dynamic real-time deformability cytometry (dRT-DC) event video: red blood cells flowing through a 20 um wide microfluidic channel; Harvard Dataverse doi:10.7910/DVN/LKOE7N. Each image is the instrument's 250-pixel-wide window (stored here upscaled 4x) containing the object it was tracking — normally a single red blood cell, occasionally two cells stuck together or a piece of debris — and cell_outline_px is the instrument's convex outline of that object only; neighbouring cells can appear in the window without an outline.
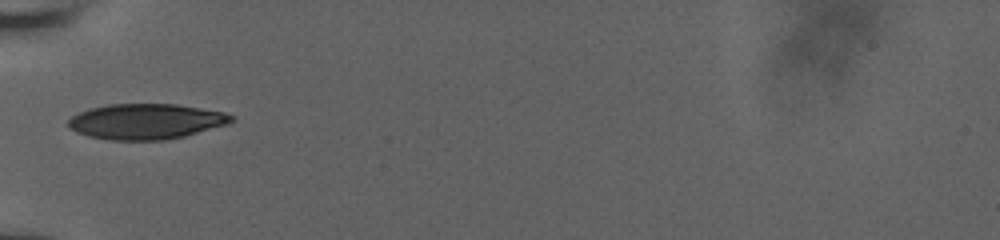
{"species": "human", "species_latin": "Homo sapiens", "temperature_condition": "room temperature", "stored_images_in_passage": 35, "camera_frame_rate_fps": 3000, "um_per_image_px": 0.085, "donor": {"sex": "male"}, "frame": {"image": 1, "passage_image": 1, "time_ms": 0.0, "image_size_px": [1000, 240], "cell_outline_px": [[236, 116], [228, 124], [184, 136], [164, 140], [108, 140], [88, 136], [76, 132], [68, 124], [68, 120], [72, 116], [80, 112], [92, 108], [108, 104], [176, 104], [224, 112]], "centroid_in_image_um": [12.42, 10.32], "position_along_channel_um": 72.6, "area_um2": 33.58}}
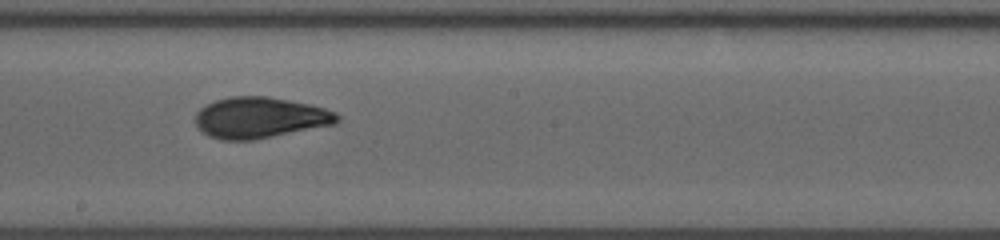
{"frame": {"image": 2, "passage_image": 13, "time_ms": 4.0, "image_size_px": [1000, 240], "cell_outline_px": [[340, 120], [336, 124], [252, 140], [220, 140], [208, 136], [196, 128], [196, 112], [200, 108], [216, 100], [228, 96], [268, 96], [308, 104], [324, 108], [336, 112], [340, 116]], "centroid_in_image_um": [22.08, 10.0], "position_along_channel_um": 226.1, "area_um2": 33.99}}
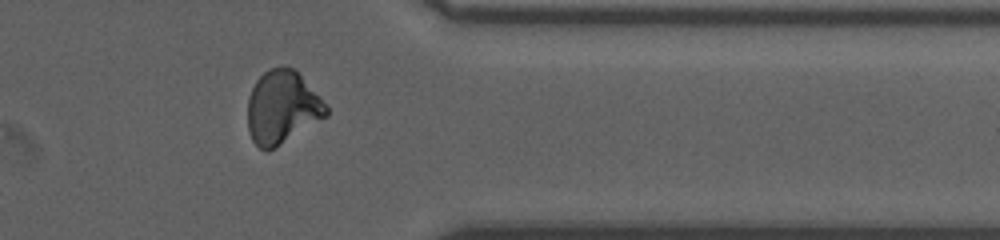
{"frame": {"image": 3, "passage_image": 26, "time_ms": 8.333, "image_size_px": [1000, 240], "cell_outline_px": [[328, 116], [268, 152], [260, 148], [252, 140], [248, 132], [248, 96], [256, 80], [268, 68], [292, 68], [328, 104]], "centroid_in_image_um": [23.98, 9.16], "position_along_channel_um": 387.4, "area_um2": 33.35}, "authors_computed_cell_mechanics": {"area_um2": 33.1772, "velocity_mm_per_s": 3.8798, "shape_relaxation_time_tau1_ms": 6.4404, "shape_relaxation_time_tau2_ms": 1.2758, "deformation_change_tau1": 0.1785, "deformation_change_tau2": 0.0446}}